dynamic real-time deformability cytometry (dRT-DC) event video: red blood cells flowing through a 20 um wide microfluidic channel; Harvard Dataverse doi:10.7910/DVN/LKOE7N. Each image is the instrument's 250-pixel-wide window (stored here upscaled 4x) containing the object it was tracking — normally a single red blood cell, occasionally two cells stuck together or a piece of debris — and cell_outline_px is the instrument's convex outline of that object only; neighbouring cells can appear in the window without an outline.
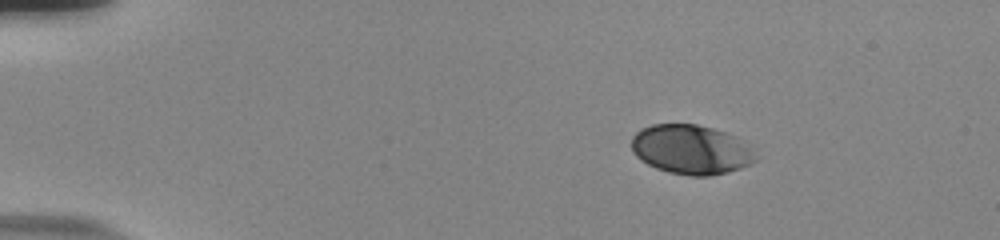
{"species": "human", "species_latin": "Homo sapiens", "temperature_condition": "room temperature", "stored_images_in_passage": 48, "camera_frame_rate_fps": 3000, "um_per_image_px": 0.085, "donor": {"sex": "male"}, "frame": {"image": 1, "passage_image": 1, "time_ms": 0.0, "image_size_px": [1000, 240], "cell_outline_px": [[756, 160], [752, 164], [728, 172], [708, 176], [692, 176], [668, 172], [656, 168], [640, 160], [632, 152], [632, 136], [640, 128], [652, 124], [696, 124], [712, 128], [736, 136], [756, 152]], "centroid_in_image_um": [58.73, 12.71], "position_along_channel_um": 26.3, "area_um2": 35.95}}
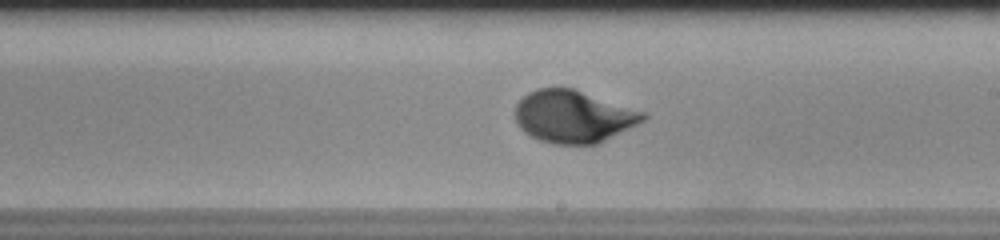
{"frame": {"image": 2, "passage_image": 26, "time_ms": 8.333, "image_size_px": [1000, 240], "cell_outline_px": [[648, 116], [644, 120], [596, 144], [552, 144], [540, 140], [524, 132], [520, 128], [516, 120], [516, 104], [528, 92], [536, 88], [572, 88], [648, 112]], "centroid_in_image_um": [48.74, 9.89], "position_along_channel_um": 240.3, "area_um2": 38.84}}
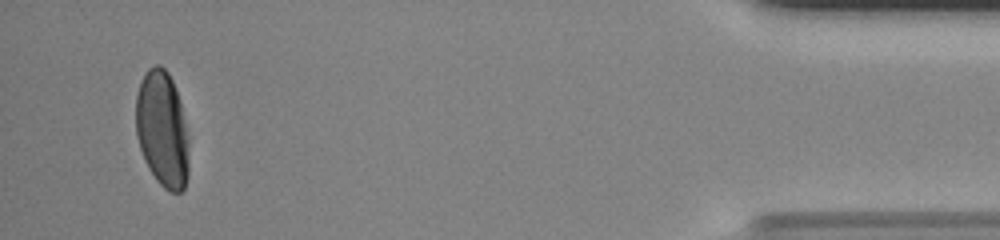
{"frame": {"image": 3, "passage_image": 46, "time_ms": 15.0, "image_size_px": [1000, 240], "cell_outline_px": [[188, 176], [184, 188], [180, 192], [172, 192], [164, 188], [156, 180], [148, 168], [144, 160], [136, 136], [136, 96], [140, 80], [148, 68], [156, 64], [160, 64], [168, 72], [172, 80], [180, 100], [188, 136]], "centroid_in_image_um": [13.79, 10.98], "position_along_channel_um": 421.4, "area_um2": 36.18}, "authors_computed_cell_mechanics": {"area_um2": 37.1076, "velocity_mm_per_s": 3.7042, "shape_relaxation_time_tau1_ms": 3.2062, "shape_relaxation_time_tau2_ms": null, "deformation_change_tau1": 0.1624, "deformation_change_tau2": null}}